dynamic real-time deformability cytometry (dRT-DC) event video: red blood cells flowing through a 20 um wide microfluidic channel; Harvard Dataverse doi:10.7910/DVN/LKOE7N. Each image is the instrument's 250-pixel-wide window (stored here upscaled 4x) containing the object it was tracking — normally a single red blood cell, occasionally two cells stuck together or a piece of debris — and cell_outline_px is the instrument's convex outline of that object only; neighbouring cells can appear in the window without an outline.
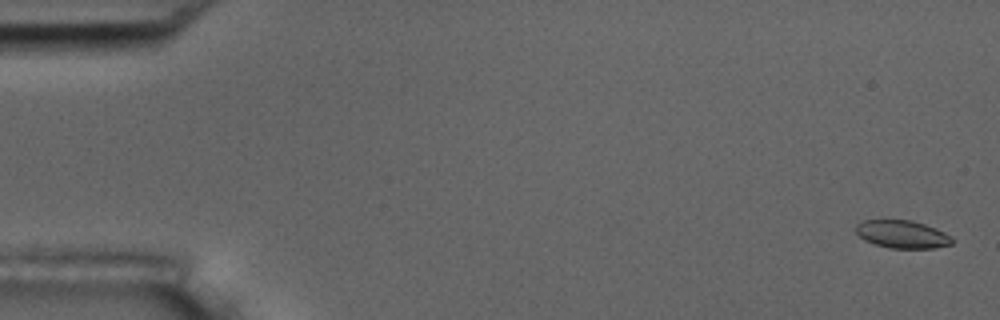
{"species": "common noctule bat (a hibernating species)", "species_latin": "Nyctalus noctula", "temperature_condition": "room temperature", "stored_images_in_passage": 5, "camera_frame_rate_fps": 3000, "um_per_image_px": 0.085, "animal": {"sex": "male", "body_mass_g": 17.5, "forearm_length_mm": 52.3}, "frame": {"image": 1, "passage_image": 1, "time_ms": 0.0, "image_size_px": [1000, 320], "cell_outline_px": [[952, 244], [932, 248], [888, 248], [872, 244], [864, 240], [856, 232], [856, 224], [864, 220], [912, 220], [936, 228], [952, 236]], "centroid_in_image_um": [76.67, 19.91], "position_along_channel_um": 8.3, "area_um2": 15.66}}